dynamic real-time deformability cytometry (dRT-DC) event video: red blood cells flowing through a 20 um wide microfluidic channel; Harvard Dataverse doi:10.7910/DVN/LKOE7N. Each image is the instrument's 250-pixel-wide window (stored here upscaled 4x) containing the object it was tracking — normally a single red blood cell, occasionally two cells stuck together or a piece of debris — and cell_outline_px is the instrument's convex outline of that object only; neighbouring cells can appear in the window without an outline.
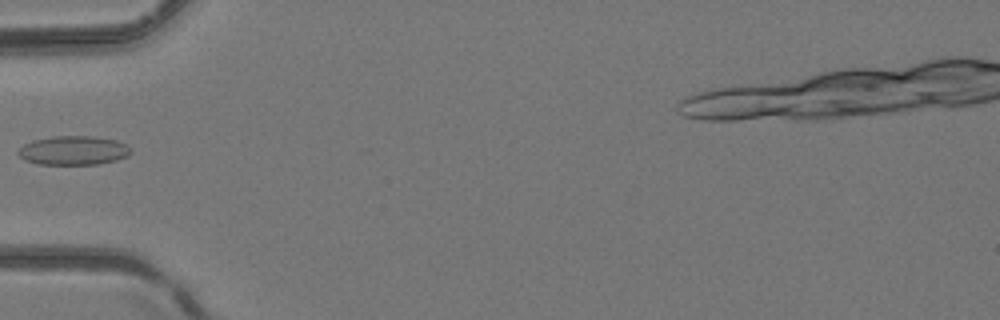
{"species": "common noctule bat (a hibernating species)", "species_latin": "Nyctalus noctula", "temperature_condition": "room temperature", "stored_images_in_passage": 5, "camera_frame_rate_fps": 3000, "um_per_image_px": 0.085, "animal": {"sex": "female", "body_mass_g": 24.6, "forearm_length_mm": 56.2}, "frame": {"image": 1, "passage_image": 5, "time_ms": 1.333, "image_size_px": [1000, 320], "cell_outline_px": [[132, 152], [128, 156], [116, 160], [96, 164], [40, 164], [24, 160], [16, 152], [24, 144], [32, 140], [52, 136], [92, 136], [116, 140], [128, 144], [132, 148]], "centroid_in_image_um": [6.27, 12.78], "position_along_channel_um": 78.7, "area_um2": 19.19}}